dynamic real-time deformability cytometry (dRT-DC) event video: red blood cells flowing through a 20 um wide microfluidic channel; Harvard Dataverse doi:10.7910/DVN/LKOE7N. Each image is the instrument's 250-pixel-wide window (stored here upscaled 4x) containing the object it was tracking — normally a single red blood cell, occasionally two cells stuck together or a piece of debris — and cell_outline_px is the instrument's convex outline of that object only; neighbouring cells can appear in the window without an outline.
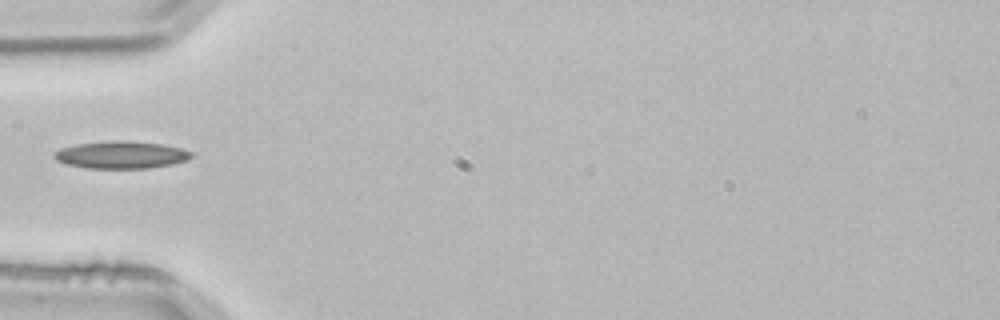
{"species": "common noctule bat (a hibernating species)", "species_latin": "Nyctalus noctula", "temperature_condition": "room temperature", "stored_images_in_passage": 4, "camera_frame_rate_fps": 3000, "um_per_image_px": 0.085, "animal": {"sex": "male", "body_mass_g": 21.5, "forearm_length_mm": 52.0}, "frame": {"image": 1, "passage_image": 4, "time_ms": 1.0, "image_size_px": [1000, 320], "cell_outline_px": [[192, 156], [188, 160], [172, 164], [148, 168], [84, 168], [68, 164], [56, 160], [52, 156], [52, 152], [60, 148], [76, 144], [112, 140], [120, 140], [164, 144], [180, 148], [192, 152]], "centroid_in_image_um": [10.27, 13.16], "position_along_channel_um": 74.7, "area_um2": 21.96}}